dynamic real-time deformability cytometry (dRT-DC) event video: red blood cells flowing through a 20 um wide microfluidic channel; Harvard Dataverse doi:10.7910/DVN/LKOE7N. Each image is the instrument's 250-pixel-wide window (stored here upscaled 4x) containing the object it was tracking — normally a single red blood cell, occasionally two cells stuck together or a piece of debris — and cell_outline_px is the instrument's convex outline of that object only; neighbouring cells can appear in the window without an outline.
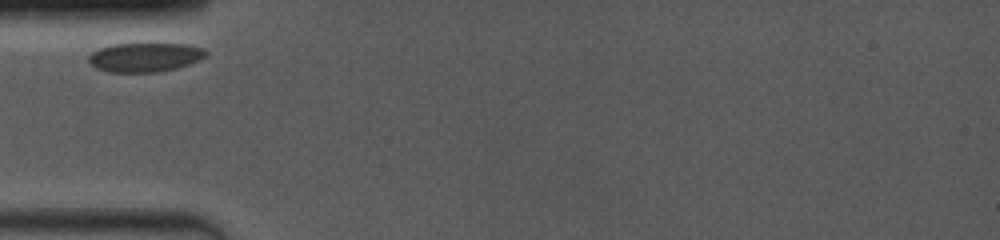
{"species": "common noctule bat (a hibernating species)", "species_latin": "Nyctalus noctula", "temperature_condition": "room temperature", "stored_images_in_passage": 26, "camera_frame_rate_fps": 4000, "um_per_image_px": 0.085, "animal": {"sex": "female", "body_mass_g": 19.0, "forearm_length_mm": 53.3}, "frame": {"image": 1, "passage_image": 1, "time_ms": 0.0, "image_size_px": [1000, 240], "cell_outline_px": [[208, 56], [200, 60], [176, 68], [156, 72], [108, 72], [96, 68], [88, 60], [88, 56], [92, 52], [100, 48], [112, 44], [184, 44], [204, 48], [208, 52]], "centroid_in_image_um": [12.34, 4.86], "position_along_channel_um": 72.7, "area_um2": 19.88}}
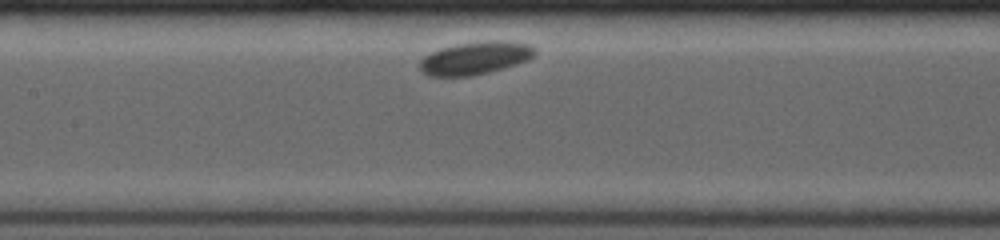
{"frame": {"image": 2, "passage_image": 12, "time_ms": 2.75, "image_size_px": [1000, 240], "cell_outline_px": [[536, 52], [528, 60], [504, 68], [472, 76], [428, 76], [420, 68], [420, 60], [424, 56], [440, 48], [456, 44], [484, 40], [504, 40], [532, 44], [536, 48]], "centroid_in_image_um": [40.43, 4.91], "position_along_channel_um": 167.0, "area_um2": 22.2}}
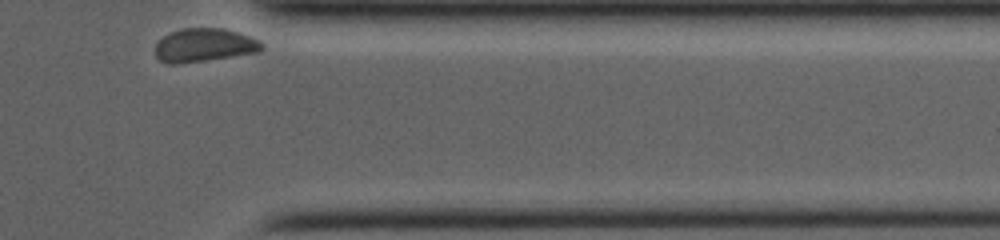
{"frame": {"image": 3, "passage_image": 26, "time_ms": 9.25, "image_size_px": [1000, 240], "cell_outline_px": [[264, 48], [260, 52], [176, 64], [168, 64], [160, 60], [156, 56], [156, 44], [168, 32], [180, 28], [224, 28], [248, 36], [264, 44]], "centroid_in_image_um": [17.34, 3.83], "position_along_channel_um": 394.1, "area_um2": 20.63}}